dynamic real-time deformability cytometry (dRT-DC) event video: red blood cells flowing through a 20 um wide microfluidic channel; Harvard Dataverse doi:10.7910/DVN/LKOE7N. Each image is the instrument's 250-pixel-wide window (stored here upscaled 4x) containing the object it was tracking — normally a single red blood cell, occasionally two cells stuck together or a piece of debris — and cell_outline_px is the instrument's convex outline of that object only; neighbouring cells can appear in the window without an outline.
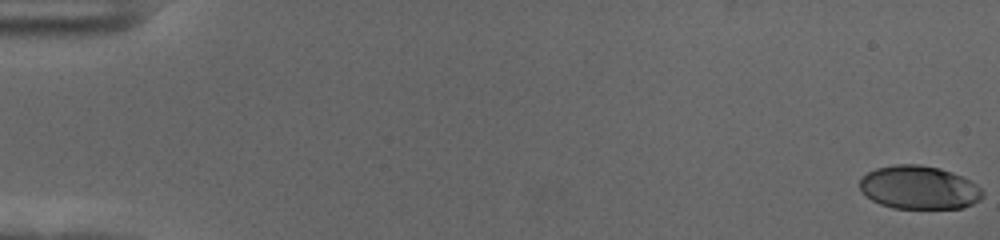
{"species": "human", "species_latin": "Homo sapiens", "temperature_condition": "cold", "stored_images_in_passage": 58, "camera_frame_rate_fps": 3000, "um_per_image_px": 0.085, "donor": {"sex": "female"}, "frame": {"image": 1, "passage_image": 1, "time_ms": 0.0, "image_size_px": [1000, 240], "cell_outline_px": [[984, 196], [980, 200], [964, 208], [892, 208], [880, 204], [872, 200], [860, 188], [860, 180], [868, 172], [876, 168], [896, 164], [920, 164], [940, 168], [952, 172], [976, 184], [984, 192]], "centroid_in_image_um": [78.14, 15.94], "position_along_channel_um": 6.9, "area_um2": 30.98}}
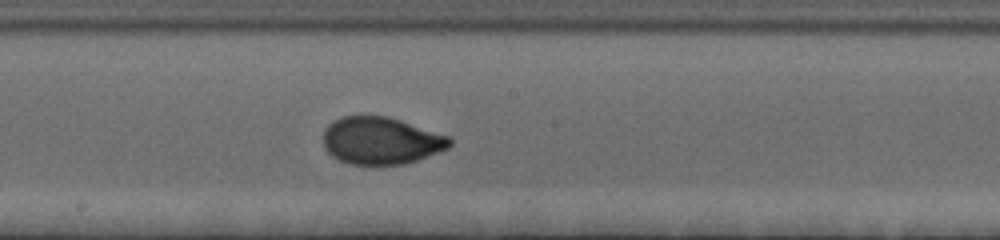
{"frame": {"image": 2, "passage_image": 33, "time_ms": 10.667, "image_size_px": [1000, 240], "cell_outline_px": [[452, 144], [448, 148], [416, 160], [404, 164], [348, 164], [332, 156], [324, 148], [324, 128], [332, 120], [340, 116], [388, 116], [448, 136], [452, 140]], "centroid_in_image_um": [32.35, 11.95], "position_along_channel_um": 215.9, "area_um2": 34.68}}
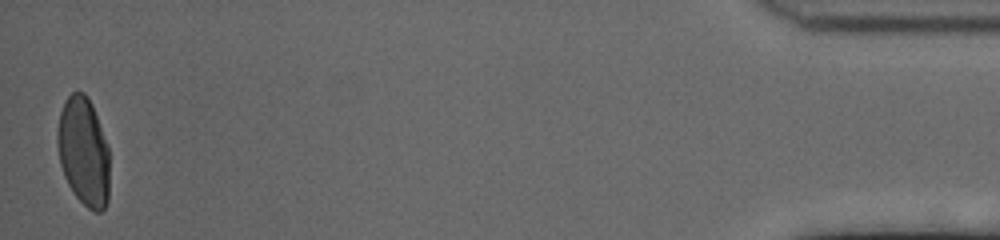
{"frame": {"image": 3, "passage_image": 58, "time_ms": 19.0, "image_size_px": [1000, 240], "cell_outline_px": [[108, 200], [104, 208], [100, 212], [92, 212], [76, 196], [68, 184], [64, 176], [60, 164], [56, 140], [56, 132], [60, 112], [64, 100], [72, 92], [84, 92], [88, 96], [92, 104], [108, 148]], "centroid_in_image_um": [7.08, 12.87], "position_along_channel_um": 428.1, "area_um2": 33.0}, "authors_computed_cell_mechanics": {"area_um2": 33.6396, "velocity_mm_per_s": 3.5507, "shape_relaxation_time_tau1_ms": 3.9345, "shape_relaxation_time_tau2_ms": null, "deformation_change_tau1": 0.1837, "deformation_change_tau2": null}}